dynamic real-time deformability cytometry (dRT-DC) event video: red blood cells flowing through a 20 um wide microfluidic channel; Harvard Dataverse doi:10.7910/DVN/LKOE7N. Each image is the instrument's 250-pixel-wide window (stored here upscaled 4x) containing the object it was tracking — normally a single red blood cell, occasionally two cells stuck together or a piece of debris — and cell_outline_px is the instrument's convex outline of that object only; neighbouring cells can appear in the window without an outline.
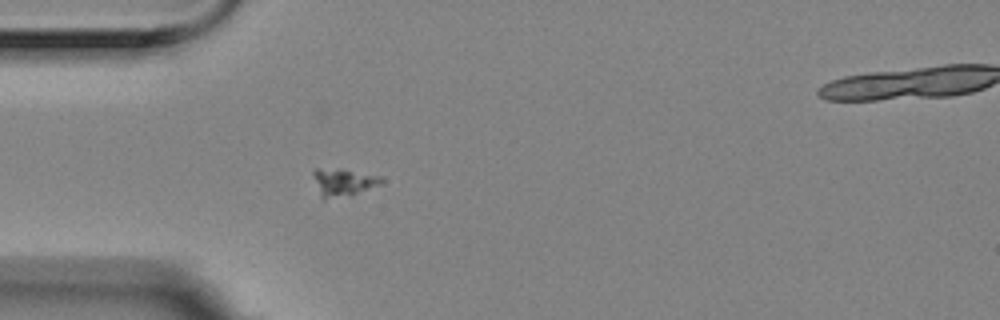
{"species": "Egyptian fruit bat (a non-hibernating species)", "species_latin": "Rousettus aegyptiacus", "temperature_condition": "room temperature", "stored_images_in_passage": 4, "camera_frame_rate_fps": 3000, "um_per_image_px": 0.085, "animal": {"sex": "female"}, "frame": {"image": 1, "passage_image": 3, "time_ms": 0.667, "image_size_px": [1000, 320], "cell_outline_px": [[384, 180], [380, 184], [352, 196], [324, 200], [320, 200], [312, 172], [316, 168], [380, 176]], "centroid_in_image_um": [29.12, 15.58], "position_along_channel_um": 55.9, "area_um2": 10.69}}